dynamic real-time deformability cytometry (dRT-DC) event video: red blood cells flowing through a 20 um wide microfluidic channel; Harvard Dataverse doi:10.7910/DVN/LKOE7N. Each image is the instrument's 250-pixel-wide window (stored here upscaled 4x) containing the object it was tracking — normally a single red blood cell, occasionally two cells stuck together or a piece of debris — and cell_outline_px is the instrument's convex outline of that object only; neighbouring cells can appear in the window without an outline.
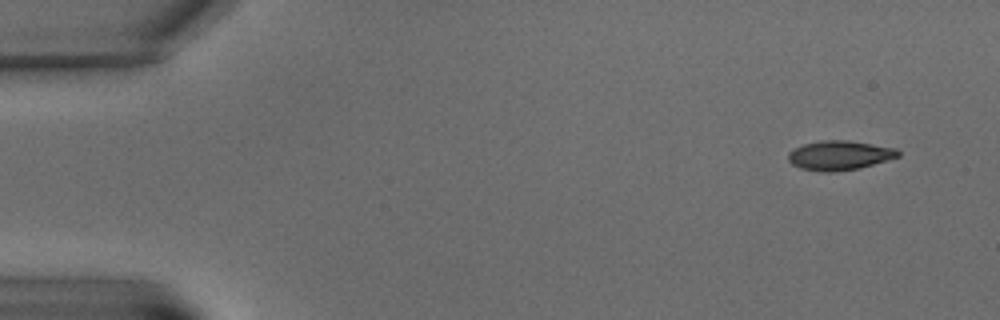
{"species": "common noctule bat (a hibernating species)", "species_latin": "Nyctalus noctula", "temperature_condition": "warm", "stored_images_in_passage": 5, "camera_frame_rate_fps": 3000, "um_per_image_px": 0.085, "animal": {"sex": "male", "body_mass_g": 15.6}, "frame": {"image": 1, "passage_image": 1, "time_ms": 0.0, "image_size_px": [1000, 320], "cell_outline_px": [[900, 156], [860, 168], [836, 172], [820, 172], [800, 168], [792, 164], [788, 160], [788, 152], [804, 144], [820, 140], [848, 140], [896, 148], [900, 152]], "centroid_in_image_um": [71.35, 13.21], "position_along_channel_um": 13.7, "area_um2": 18.9}}
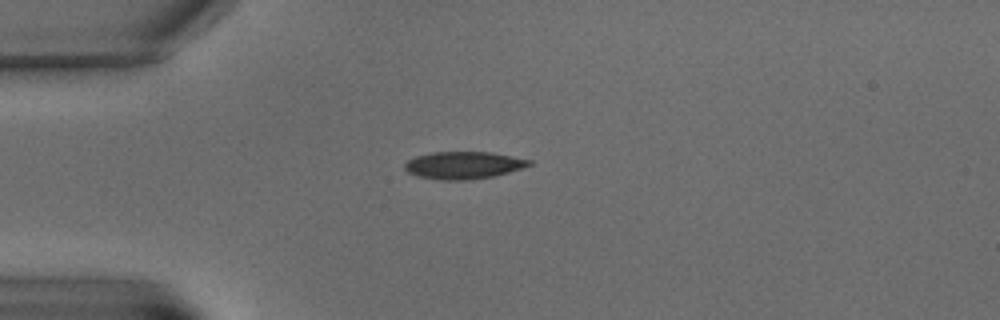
{"frame": {"image": 2, "passage_image": 5, "time_ms": 4.667, "image_size_px": [1000, 320], "cell_outline_px": [[532, 164], [508, 172], [492, 176], [468, 180], [440, 180], [420, 176], [408, 172], [404, 168], [404, 164], [408, 160], [416, 156], [432, 152], [492, 152], [532, 160]], "centroid_in_image_um": [39.39, 14.03], "position_along_channel_um": 45.6, "area_um2": 19.65}}